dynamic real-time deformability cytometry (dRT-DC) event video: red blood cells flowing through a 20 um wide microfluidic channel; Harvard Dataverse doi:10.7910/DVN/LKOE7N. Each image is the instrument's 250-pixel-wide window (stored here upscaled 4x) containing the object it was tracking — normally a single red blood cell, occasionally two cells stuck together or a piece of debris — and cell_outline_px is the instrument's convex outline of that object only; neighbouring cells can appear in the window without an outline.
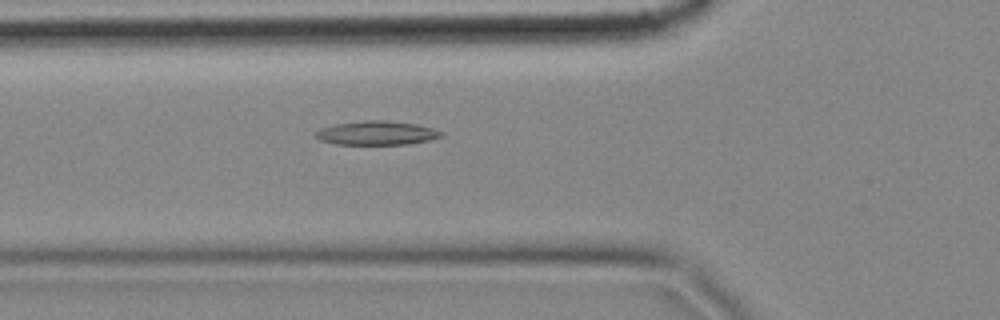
{"species": "common noctule bat (a hibernating species)", "species_latin": "Nyctalus noctula", "temperature_condition": "cold", "stored_images_in_passage": 44, "camera_frame_rate_fps": 3000, "um_per_image_px": 0.085, "animal": {"sex": "female", "body_mass_g": 18.4}, "frame": {"image": 1, "passage_image": 7, "time_ms": 2.0, "image_size_px": [1000, 320], "cell_outline_px": [[444, 136], [432, 140], [408, 144], [336, 144], [320, 140], [316, 136], [316, 132], [320, 128], [336, 124], [364, 120], [384, 120], [416, 124], [432, 128], [444, 132]], "centroid_in_image_um": [32.07, 11.3], "position_along_channel_um": 93.7, "area_um2": 17.51}}
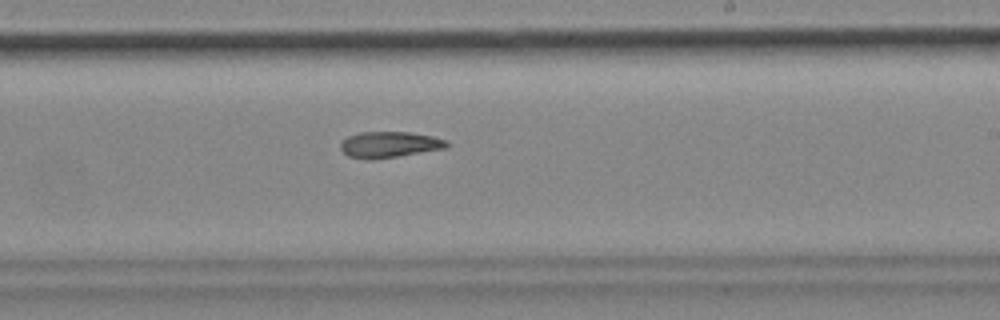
{"frame": {"image": 2, "passage_image": 21, "time_ms": 6.667, "image_size_px": [1000, 320], "cell_outline_px": [[448, 144], [444, 148], [372, 160], [348, 156], [340, 148], [340, 140], [348, 136], [360, 132], [408, 132], [432, 136], [448, 140]], "centroid_in_image_um": [33.04, 12.28], "position_along_channel_um": 256.0, "area_um2": 15.95}}
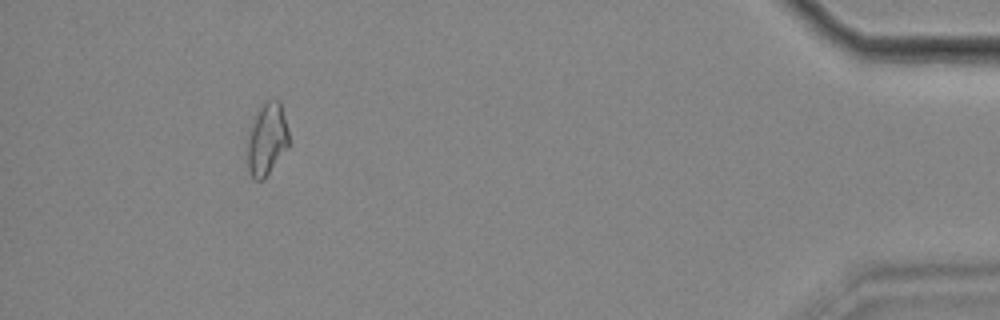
{"frame": {"image": 3, "passage_image": 40, "time_ms": 13.0, "image_size_px": [1000, 320], "cell_outline_px": [[288, 148], [264, 180], [256, 180], [252, 176], [248, 168], [248, 140], [252, 120], [256, 112], [268, 100], [280, 100], [288, 132]], "centroid_in_image_um": [22.69, 11.85], "position_along_channel_um": 412.5, "area_um2": 17.28}}